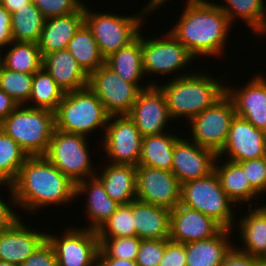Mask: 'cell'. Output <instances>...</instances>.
Returning a JSON list of instances; mask_svg holds the SVG:
<instances>
[{"label": "cell", "instance_id": "obj_26", "mask_svg": "<svg viewBox=\"0 0 266 266\" xmlns=\"http://www.w3.org/2000/svg\"><path fill=\"white\" fill-rule=\"evenodd\" d=\"M232 230L223 228L216 236L185 244L186 266H222L226 253L234 245Z\"/></svg>", "mask_w": 266, "mask_h": 266}, {"label": "cell", "instance_id": "obj_48", "mask_svg": "<svg viewBox=\"0 0 266 266\" xmlns=\"http://www.w3.org/2000/svg\"><path fill=\"white\" fill-rule=\"evenodd\" d=\"M18 106L7 93L0 89V123Z\"/></svg>", "mask_w": 266, "mask_h": 266}, {"label": "cell", "instance_id": "obj_8", "mask_svg": "<svg viewBox=\"0 0 266 266\" xmlns=\"http://www.w3.org/2000/svg\"><path fill=\"white\" fill-rule=\"evenodd\" d=\"M87 143V136L54 129L44 156L76 184L95 176Z\"/></svg>", "mask_w": 266, "mask_h": 266}, {"label": "cell", "instance_id": "obj_46", "mask_svg": "<svg viewBox=\"0 0 266 266\" xmlns=\"http://www.w3.org/2000/svg\"><path fill=\"white\" fill-rule=\"evenodd\" d=\"M11 14L0 4V53L13 42ZM7 46V47H6Z\"/></svg>", "mask_w": 266, "mask_h": 266}, {"label": "cell", "instance_id": "obj_54", "mask_svg": "<svg viewBox=\"0 0 266 266\" xmlns=\"http://www.w3.org/2000/svg\"><path fill=\"white\" fill-rule=\"evenodd\" d=\"M258 266H266V261L263 259H260Z\"/></svg>", "mask_w": 266, "mask_h": 266}, {"label": "cell", "instance_id": "obj_23", "mask_svg": "<svg viewBox=\"0 0 266 266\" xmlns=\"http://www.w3.org/2000/svg\"><path fill=\"white\" fill-rule=\"evenodd\" d=\"M84 23V6L77 12L47 18L38 46L42 56L66 49L75 32Z\"/></svg>", "mask_w": 266, "mask_h": 266}, {"label": "cell", "instance_id": "obj_4", "mask_svg": "<svg viewBox=\"0 0 266 266\" xmlns=\"http://www.w3.org/2000/svg\"><path fill=\"white\" fill-rule=\"evenodd\" d=\"M0 128L28 156L45 155L55 129L54 111L18 105L0 123Z\"/></svg>", "mask_w": 266, "mask_h": 266}, {"label": "cell", "instance_id": "obj_42", "mask_svg": "<svg viewBox=\"0 0 266 266\" xmlns=\"http://www.w3.org/2000/svg\"><path fill=\"white\" fill-rule=\"evenodd\" d=\"M33 2L46 19L77 12L85 4L82 0H34Z\"/></svg>", "mask_w": 266, "mask_h": 266}, {"label": "cell", "instance_id": "obj_2", "mask_svg": "<svg viewBox=\"0 0 266 266\" xmlns=\"http://www.w3.org/2000/svg\"><path fill=\"white\" fill-rule=\"evenodd\" d=\"M175 24L169 32L195 58L222 55L232 27L224 11L208 0H187Z\"/></svg>", "mask_w": 266, "mask_h": 266}, {"label": "cell", "instance_id": "obj_19", "mask_svg": "<svg viewBox=\"0 0 266 266\" xmlns=\"http://www.w3.org/2000/svg\"><path fill=\"white\" fill-rule=\"evenodd\" d=\"M226 86V94L231 98L236 116L249 121L254 127L266 132V78L257 74L245 86Z\"/></svg>", "mask_w": 266, "mask_h": 266}, {"label": "cell", "instance_id": "obj_14", "mask_svg": "<svg viewBox=\"0 0 266 266\" xmlns=\"http://www.w3.org/2000/svg\"><path fill=\"white\" fill-rule=\"evenodd\" d=\"M136 199L169 210L181 202V183L171 171L136 167Z\"/></svg>", "mask_w": 266, "mask_h": 266}, {"label": "cell", "instance_id": "obj_36", "mask_svg": "<svg viewBox=\"0 0 266 266\" xmlns=\"http://www.w3.org/2000/svg\"><path fill=\"white\" fill-rule=\"evenodd\" d=\"M28 154L0 128V183L11 185Z\"/></svg>", "mask_w": 266, "mask_h": 266}, {"label": "cell", "instance_id": "obj_11", "mask_svg": "<svg viewBox=\"0 0 266 266\" xmlns=\"http://www.w3.org/2000/svg\"><path fill=\"white\" fill-rule=\"evenodd\" d=\"M109 116L128 115L141 89L126 82L105 63L88 76L87 85Z\"/></svg>", "mask_w": 266, "mask_h": 266}, {"label": "cell", "instance_id": "obj_31", "mask_svg": "<svg viewBox=\"0 0 266 266\" xmlns=\"http://www.w3.org/2000/svg\"><path fill=\"white\" fill-rule=\"evenodd\" d=\"M89 75L105 63L91 30L83 23L66 48Z\"/></svg>", "mask_w": 266, "mask_h": 266}, {"label": "cell", "instance_id": "obj_16", "mask_svg": "<svg viewBox=\"0 0 266 266\" xmlns=\"http://www.w3.org/2000/svg\"><path fill=\"white\" fill-rule=\"evenodd\" d=\"M227 155L229 161L240 162L266 156V132L257 129L249 121L235 116L222 150L217 154L221 159Z\"/></svg>", "mask_w": 266, "mask_h": 266}, {"label": "cell", "instance_id": "obj_30", "mask_svg": "<svg viewBox=\"0 0 266 266\" xmlns=\"http://www.w3.org/2000/svg\"><path fill=\"white\" fill-rule=\"evenodd\" d=\"M217 156L214 171L219 177L221 187L235 205L251 202L260 195L251 187L242 167L237 162L226 160L219 165ZM251 200V201H250Z\"/></svg>", "mask_w": 266, "mask_h": 266}, {"label": "cell", "instance_id": "obj_3", "mask_svg": "<svg viewBox=\"0 0 266 266\" xmlns=\"http://www.w3.org/2000/svg\"><path fill=\"white\" fill-rule=\"evenodd\" d=\"M196 72L173 77L170 81L168 79L165 85L158 86L165 96L169 114L174 120L184 117L188 122L226 94L227 85H223V81L215 80L209 73L206 75L199 72V69Z\"/></svg>", "mask_w": 266, "mask_h": 266}, {"label": "cell", "instance_id": "obj_49", "mask_svg": "<svg viewBox=\"0 0 266 266\" xmlns=\"http://www.w3.org/2000/svg\"><path fill=\"white\" fill-rule=\"evenodd\" d=\"M97 266H138L136 261L115 259V258H97Z\"/></svg>", "mask_w": 266, "mask_h": 266}, {"label": "cell", "instance_id": "obj_47", "mask_svg": "<svg viewBox=\"0 0 266 266\" xmlns=\"http://www.w3.org/2000/svg\"><path fill=\"white\" fill-rule=\"evenodd\" d=\"M2 185L6 187L7 184L0 183V188ZM6 203L8 202L0 198V230L13 227L21 219L19 218L21 216H18V213L12 210V205L9 206L11 202Z\"/></svg>", "mask_w": 266, "mask_h": 266}, {"label": "cell", "instance_id": "obj_18", "mask_svg": "<svg viewBox=\"0 0 266 266\" xmlns=\"http://www.w3.org/2000/svg\"><path fill=\"white\" fill-rule=\"evenodd\" d=\"M223 227L212 217L179 204L171 210L169 240L187 244L216 236Z\"/></svg>", "mask_w": 266, "mask_h": 266}, {"label": "cell", "instance_id": "obj_21", "mask_svg": "<svg viewBox=\"0 0 266 266\" xmlns=\"http://www.w3.org/2000/svg\"><path fill=\"white\" fill-rule=\"evenodd\" d=\"M42 67L64 93L81 90L88 85L89 75L67 49L44 55Z\"/></svg>", "mask_w": 266, "mask_h": 266}, {"label": "cell", "instance_id": "obj_34", "mask_svg": "<svg viewBox=\"0 0 266 266\" xmlns=\"http://www.w3.org/2000/svg\"><path fill=\"white\" fill-rule=\"evenodd\" d=\"M224 2L226 5H219L215 2L213 4L224 11L231 24L239 16V19L241 18L243 22L248 24V27L257 37L266 24L264 0H224Z\"/></svg>", "mask_w": 266, "mask_h": 266}, {"label": "cell", "instance_id": "obj_41", "mask_svg": "<svg viewBox=\"0 0 266 266\" xmlns=\"http://www.w3.org/2000/svg\"><path fill=\"white\" fill-rule=\"evenodd\" d=\"M166 247V239L141 240L137 253L138 266H158Z\"/></svg>", "mask_w": 266, "mask_h": 266}, {"label": "cell", "instance_id": "obj_39", "mask_svg": "<svg viewBox=\"0 0 266 266\" xmlns=\"http://www.w3.org/2000/svg\"><path fill=\"white\" fill-rule=\"evenodd\" d=\"M97 258H115L136 261L141 239L132 237L98 238Z\"/></svg>", "mask_w": 266, "mask_h": 266}, {"label": "cell", "instance_id": "obj_1", "mask_svg": "<svg viewBox=\"0 0 266 266\" xmlns=\"http://www.w3.org/2000/svg\"><path fill=\"white\" fill-rule=\"evenodd\" d=\"M7 187L12 205L30 213L50 205L71 204L76 199L75 184L44 155L28 156Z\"/></svg>", "mask_w": 266, "mask_h": 266}, {"label": "cell", "instance_id": "obj_44", "mask_svg": "<svg viewBox=\"0 0 266 266\" xmlns=\"http://www.w3.org/2000/svg\"><path fill=\"white\" fill-rule=\"evenodd\" d=\"M20 266H58L53 247L46 240Z\"/></svg>", "mask_w": 266, "mask_h": 266}, {"label": "cell", "instance_id": "obj_6", "mask_svg": "<svg viewBox=\"0 0 266 266\" xmlns=\"http://www.w3.org/2000/svg\"><path fill=\"white\" fill-rule=\"evenodd\" d=\"M108 118L103 104L88 86L65 93L54 111L55 129L87 137L98 128L105 129Z\"/></svg>", "mask_w": 266, "mask_h": 266}, {"label": "cell", "instance_id": "obj_7", "mask_svg": "<svg viewBox=\"0 0 266 266\" xmlns=\"http://www.w3.org/2000/svg\"><path fill=\"white\" fill-rule=\"evenodd\" d=\"M180 204L212 217L223 228L232 230L234 221H237L232 207L238 206L222 189L215 171L208 176L181 184Z\"/></svg>", "mask_w": 266, "mask_h": 266}, {"label": "cell", "instance_id": "obj_9", "mask_svg": "<svg viewBox=\"0 0 266 266\" xmlns=\"http://www.w3.org/2000/svg\"><path fill=\"white\" fill-rule=\"evenodd\" d=\"M235 116L234 104L225 94L214 105L189 120L192 136L189 135L188 140L193 139L192 142L218 154L226 143Z\"/></svg>", "mask_w": 266, "mask_h": 266}, {"label": "cell", "instance_id": "obj_32", "mask_svg": "<svg viewBox=\"0 0 266 266\" xmlns=\"http://www.w3.org/2000/svg\"><path fill=\"white\" fill-rule=\"evenodd\" d=\"M46 18L33 1L11 14V32L15 42L38 43Z\"/></svg>", "mask_w": 266, "mask_h": 266}, {"label": "cell", "instance_id": "obj_43", "mask_svg": "<svg viewBox=\"0 0 266 266\" xmlns=\"http://www.w3.org/2000/svg\"><path fill=\"white\" fill-rule=\"evenodd\" d=\"M186 246L166 239L165 252L158 266H186Z\"/></svg>", "mask_w": 266, "mask_h": 266}, {"label": "cell", "instance_id": "obj_13", "mask_svg": "<svg viewBox=\"0 0 266 266\" xmlns=\"http://www.w3.org/2000/svg\"><path fill=\"white\" fill-rule=\"evenodd\" d=\"M103 131L102 145H104V152L109 157L108 162L137 167L142 136L129 116H109L107 126Z\"/></svg>", "mask_w": 266, "mask_h": 266}, {"label": "cell", "instance_id": "obj_52", "mask_svg": "<svg viewBox=\"0 0 266 266\" xmlns=\"http://www.w3.org/2000/svg\"><path fill=\"white\" fill-rule=\"evenodd\" d=\"M0 266H19V265L0 260Z\"/></svg>", "mask_w": 266, "mask_h": 266}, {"label": "cell", "instance_id": "obj_33", "mask_svg": "<svg viewBox=\"0 0 266 266\" xmlns=\"http://www.w3.org/2000/svg\"><path fill=\"white\" fill-rule=\"evenodd\" d=\"M6 54L0 53V62L8 69L35 73L42 68L43 56L38 43H26L13 41Z\"/></svg>", "mask_w": 266, "mask_h": 266}, {"label": "cell", "instance_id": "obj_45", "mask_svg": "<svg viewBox=\"0 0 266 266\" xmlns=\"http://www.w3.org/2000/svg\"><path fill=\"white\" fill-rule=\"evenodd\" d=\"M260 259L241 251L233 245L226 253L222 266H258Z\"/></svg>", "mask_w": 266, "mask_h": 266}, {"label": "cell", "instance_id": "obj_37", "mask_svg": "<svg viewBox=\"0 0 266 266\" xmlns=\"http://www.w3.org/2000/svg\"><path fill=\"white\" fill-rule=\"evenodd\" d=\"M34 73H23L6 68L0 62V89L7 93L18 105L29 101Z\"/></svg>", "mask_w": 266, "mask_h": 266}, {"label": "cell", "instance_id": "obj_10", "mask_svg": "<svg viewBox=\"0 0 266 266\" xmlns=\"http://www.w3.org/2000/svg\"><path fill=\"white\" fill-rule=\"evenodd\" d=\"M142 36V55L143 68L145 75L150 74H172V72H180V75L174 77H181L190 73L183 72L184 68L195 57L180 43L170 32L162 36V38H148ZM183 68V70H182Z\"/></svg>", "mask_w": 266, "mask_h": 266}, {"label": "cell", "instance_id": "obj_28", "mask_svg": "<svg viewBox=\"0 0 266 266\" xmlns=\"http://www.w3.org/2000/svg\"><path fill=\"white\" fill-rule=\"evenodd\" d=\"M108 196L118 204H129L136 200V167L122 164H106L101 175H95Z\"/></svg>", "mask_w": 266, "mask_h": 266}, {"label": "cell", "instance_id": "obj_15", "mask_svg": "<svg viewBox=\"0 0 266 266\" xmlns=\"http://www.w3.org/2000/svg\"><path fill=\"white\" fill-rule=\"evenodd\" d=\"M128 116L142 137L164 133V128L172 118L158 83L139 92Z\"/></svg>", "mask_w": 266, "mask_h": 266}, {"label": "cell", "instance_id": "obj_24", "mask_svg": "<svg viewBox=\"0 0 266 266\" xmlns=\"http://www.w3.org/2000/svg\"><path fill=\"white\" fill-rule=\"evenodd\" d=\"M132 214L136 237L141 240L169 239L171 210L136 199L132 202Z\"/></svg>", "mask_w": 266, "mask_h": 266}, {"label": "cell", "instance_id": "obj_17", "mask_svg": "<svg viewBox=\"0 0 266 266\" xmlns=\"http://www.w3.org/2000/svg\"><path fill=\"white\" fill-rule=\"evenodd\" d=\"M216 158L214 151L180 137L174 145L171 172L181 184L196 180L214 171Z\"/></svg>", "mask_w": 266, "mask_h": 266}, {"label": "cell", "instance_id": "obj_22", "mask_svg": "<svg viewBox=\"0 0 266 266\" xmlns=\"http://www.w3.org/2000/svg\"><path fill=\"white\" fill-rule=\"evenodd\" d=\"M82 194L88 196L84 210L87 211L86 218L90 220L86 228L97 231L114 214L120 204L108 196L104 185L96 176L75 184V197Z\"/></svg>", "mask_w": 266, "mask_h": 266}, {"label": "cell", "instance_id": "obj_50", "mask_svg": "<svg viewBox=\"0 0 266 266\" xmlns=\"http://www.w3.org/2000/svg\"><path fill=\"white\" fill-rule=\"evenodd\" d=\"M32 0H0V4L5 8L10 14L14 13L16 10L24 7L25 4H29Z\"/></svg>", "mask_w": 266, "mask_h": 266}, {"label": "cell", "instance_id": "obj_5", "mask_svg": "<svg viewBox=\"0 0 266 266\" xmlns=\"http://www.w3.org/2000/svg\"><path fill=\"white\" fill-rule=\"evenodd\" d=\"M141 9L135 15L123 16L106 11L105 13H92L91 9L84 4V23L91 30L104 58L128 46L138 37L145 16L154 12L148 3Z\"/></svg>", "mask_w": 266, "mask_h": 266}, {"label": "cell", "instance_id": "obj_27", "mask_svg": "<svg viewBox=\"0 0 266 266\" xmlns=\"http://www.w3.org/2000/svg\"><path fill=\"white\" fill-rule=\"evenodd\" d=\"M247 205L248 214L241 217L237 223L244 247L237 248L251 256L263 259L266 256V205L258 206L257 209L252 207L251 203Z\"/></svg>", "mask_w": 266, "mask_h": 266}, {"label": "cell", "instance_id": "obj_35", "mask_svg": "<svg viewBox=\"0 0 266 266\" xmlns=\"http://www.w3.org/2000/svg\"><path fill=\"white\" fill-rule=\"evenodd\" d=\"M64 94L63 90L42 67L34 73L31 96L25 105L31 108L55 111L63 99ZM30 101L31 103L34 102L31 106L29 104Z\"/></svg>", "mask_w": 266, "mask_h": 266}, {"label": "cell", "instance_id": "obj_40", "mask_svg": "<svg viewBox=\"0 0 266 266\" xmlns=\"http://www.w3.org/2000/svg\"><path fill=\"white\" fill-rule=\"evenodd\" d=\"M247 177L251 187L258 193L263 194L266 192V156L237 162Z\"/></svg>", "mask_w": 266, "mask_h": 266}, {"label": "cell", "instance_id": "obj_29", "mask_svg": "<svg viewBox=\"0 0 266 266\" xmlns=\"http://www.w3.org/2000/svg\"><path fill=\"white\" fill-rule=\"evenodd\" d=\"M179 138L167 132L142 137L138 166L171 171L174 145Z\"/></svg>", "mask_w": 266, "mask_h": 266}, {"label": "cell", "instance_id": "obj_38", "mask_svg": "<svg viewBox=\"0 0 266 266\" xmlns=\"http://www.w3.org/2000/svg\"><path fill=\"white\" fill-rule=\"evenodd\" d=\"M132 215V202L119 205L114 214L96 231L98 238L136 236Z\"/></svg>", "mask_w": 266, "mask_h": 266}, {"label": "cell", "instance_id": "obj_25", "mask_svg": "<svg viewBox=\"0 0 266 266\" xmlns=\"http://www.w3.org/2000/svg\"><path fill=\"white\" fill-rule=\"evenodd\" d=\"M105 64L123 80L137 85L141 90L151 85H156V82H150L144 87L143 84L139 85V82L142 81L141 79L145 76L141 32L128 46L120 48L118 51L113 52L105 58Z\"/></svg>", "mask_w": 266, "mask_h": 266}, {"label": "cell", "instance_id": "obj_12", "mask_svg": "<svg viewBox=\"0 0 266 266\" xmlns=\"http://www.w3.org/2000/svg\"><path fill=\"white\" fill-rule=\"evenodd\" d=\"M48 234L58 266H97L99 239L97 232L88 228H68L63 236Z\"/></svg>", "mask_w": 266, "mask_h": 266}, {"label": "cell", "instance_id": "obj_53", "mask_svg": "<svg viewBox=\"0 0 266 266\" xmlns=\"http://www.w3.org/2000/svg\"><path fill=\"white\" fill-rule=\"evenodd\" d=\"M264 34L266 35V24H265L264 28L258 33V37L260 35L263 36Z\"/></svg>", "mask_w": 266, "mask_h": 266}, {"label": "cell", "instance_id": "obj_20", "mask_svg": "<svg viewBox=\"0 0 266 266\" xmlns=\"http://www.w3.org/2000/svg\"><path fill=\"white\" fill-rule=\"evenodd\" d=\"M46 240L47 234L19 220L13 227L0 230V260L20 266Z\"/></svg>", "mask_w": 266, "mask_h": 266}, {"label": "cell", "instance_id": "obj_51", "mask_svg": "<svg viewBox=\"0 0 266 266\" xmlns=\"http://www.w3.org/2000/svg\"><path fill=\"white\" fill-rule=\"evenodd\" d=\"M166 1H168V0H150L148 2V4L151 7L152 11L153 10L156 11V9H159L160 6H162L164 4V2H166ZM169 2H170V0H169Z\"/></svg>", "mask_w": 266, "mask_h": 266}]
</instances>
